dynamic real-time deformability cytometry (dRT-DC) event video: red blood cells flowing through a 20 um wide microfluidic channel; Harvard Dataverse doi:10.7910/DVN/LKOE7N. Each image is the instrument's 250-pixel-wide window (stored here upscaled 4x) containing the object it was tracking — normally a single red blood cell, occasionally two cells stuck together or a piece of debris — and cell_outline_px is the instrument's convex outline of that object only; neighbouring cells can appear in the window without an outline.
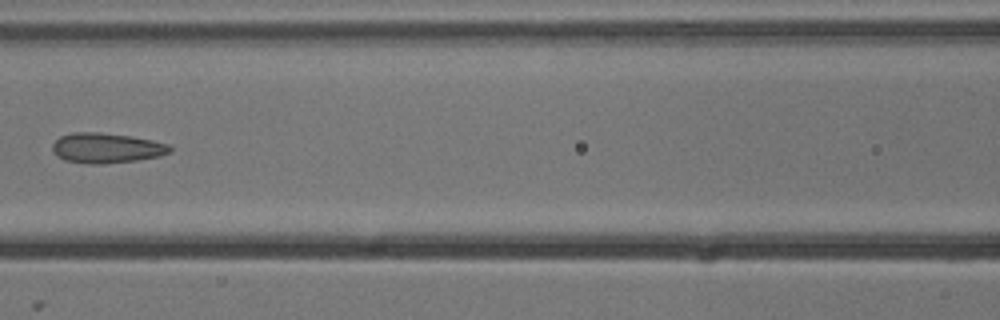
{"species": "common noctule bat (a hibernating species)", "species_latin": "Nyctalus noctula", "temperature_condition": "cold", "stored_images_in_passage": 7, "camera_frame_rate_fps": 3000, "um_per_image_px": 0.085, "animal": {"sex": "male", "body_mass_g": 13.3}, "frame": {"image": 1, "passage_image": 6, "time_ms": 1.667, "image_size_px": [1000, 320], "cell_outline_px": [[172, 152], [160, 156], [136, 160], [104, 164], [88, 164], [64, 160], [56, 156], [52, 148], [52, 144], [60, 136], [72, 132], [100, 132], [132, 136], [152, 140], [168, 144], [172, 148]], "centroid_in_image_um": [9.04, 12.58], "position_along_channel_um": 157.6, "area_um2": 20.81}}
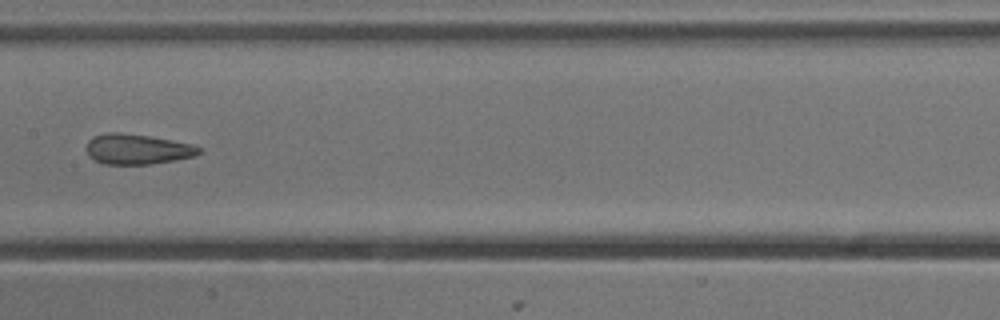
{"frame": {"image": 2, "passage_image": 7, "time_ms": 2.0, "image_size_px": [1000, 320], "cell_outline_px": [[200, 152], [196, 156], [176, 160], [148, 164], [104, 164], [88, 156], [84, 148], [88, 140], [92, 136], [104, 132], [120, 132], [148, 136], [172, 140], [192, 144], [200, 148]], "centroid_in_image_um": [11.61, 12.67], "position_along_channel_um": 195.8, "area_um2": 20.06}}